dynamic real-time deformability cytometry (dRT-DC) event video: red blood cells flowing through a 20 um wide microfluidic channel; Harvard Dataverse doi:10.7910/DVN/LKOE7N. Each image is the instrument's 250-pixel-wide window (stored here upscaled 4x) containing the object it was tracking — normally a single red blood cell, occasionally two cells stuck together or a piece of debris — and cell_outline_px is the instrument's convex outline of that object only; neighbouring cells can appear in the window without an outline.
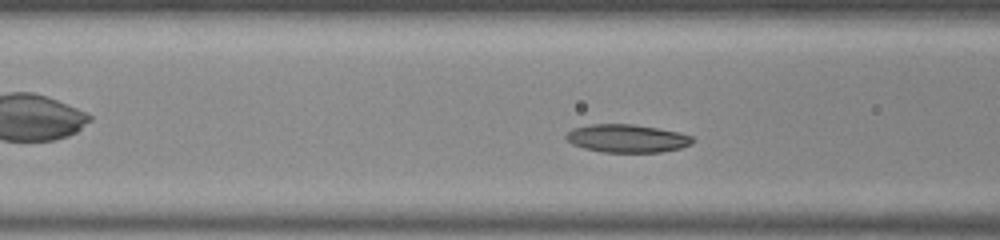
{"species": "common noctule bat (a hibernating species)", "species_latin": "Nyctalus noctula", "temperature_condition": "room temperature", "stored_images_in_passage": 44, "camera_frame_rate_fps": 3000, "um_per_image_px": 0.085, "animal": {"sex": "male", "body_mass_g": 20.0, "forearm_length_mm": 53.3}, "frame": {"image": 1, "passage_image": 10, "time_ms": 3.0, "image_size_px": [1000, 240], "cell_outline_px": [[696, 140], [692, 144], [680, 148], [660, 152], [600, 152], [584, 148], [572, 144], [564, 136], [572, 128], [592, 124], [632, 124], [656, 128], [676, 132], [692, 136]], "centroid_in_image_um": [53.29, 11.77], "position_along_channel_um": 113.3, "area_um2": 20.63}}
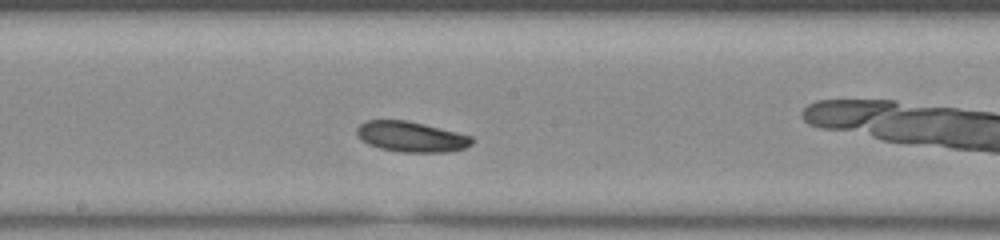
{"frame": {"image": 2, "passage_image": 18, "time_ms": 5.667, "image_size_px": [1000, 240], "cell_outline_px": [[472, 144], [464, 148], [448, 152], [400, 152], [380, 148], [368, 144], [356, 132], [356, 128], [360, 124], [368, 120], [408, 120], [472, 136]], "centroid_in_image_um": [34.95, 11.62], "position_along_channel_um": 213.2, "area_um2": 20.23}}
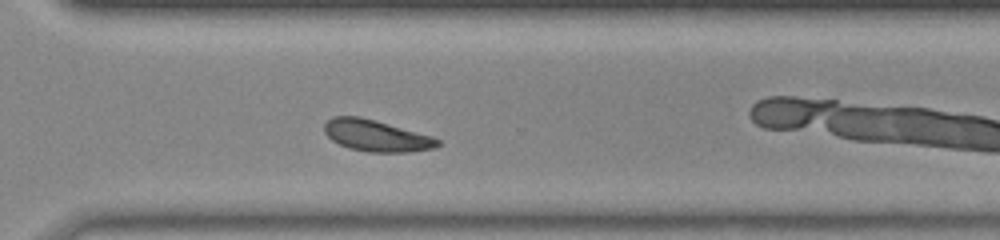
{"frame": {"image": 3, "passage_image": 28, "time_ms": 9.0, "image_size_px": [1000, 240], "cell_outline_px": [[440, 144], [436, 148], [408, 152], [368, 152], [348, 148], [332, 140], [324, 132], [324, 124], [332, 116], [360, 116], [432, 136], [440, 140]], "centroid_in_image_um": [31.97, 11.54], "position_along_channel_um": 338.6, "area_um2": 20.75}, "authors_computed_cell_mechanics": {"area_um2": 20.5479, "velocity_mm_per_s": 3.7583, "shape_relaxation_time_tau1_ms": 3.4827, "shape_relaxation_time_tau2_ms": null, "deformation_change_tau1": 0.0792, "deformation_change_tau2": null}}